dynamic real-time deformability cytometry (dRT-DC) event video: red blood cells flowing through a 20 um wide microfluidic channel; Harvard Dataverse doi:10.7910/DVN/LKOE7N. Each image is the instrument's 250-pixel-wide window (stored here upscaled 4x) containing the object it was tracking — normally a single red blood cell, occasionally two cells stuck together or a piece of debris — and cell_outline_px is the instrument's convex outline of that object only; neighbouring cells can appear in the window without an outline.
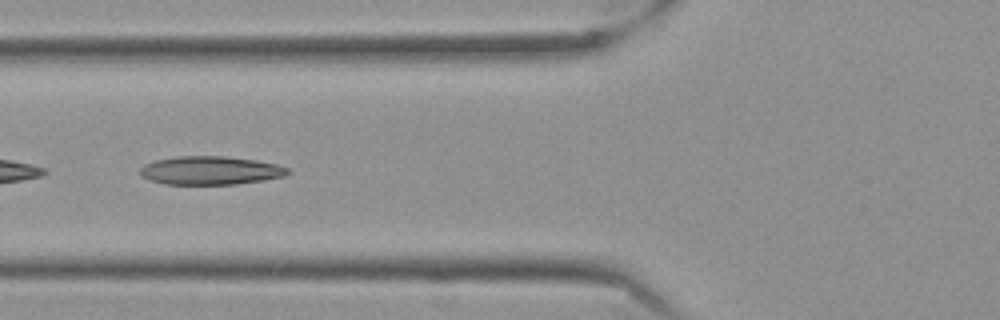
{"species": "Egyptian fruit bat (a non-hibernating species)", "species_latin": "Rousettus aegyptiacus", "temperature_condition": "cold", "stored_images_in_passage": 36, "segment_of_instrument_passage": [2, 2], "camera_frame_rate_fps": 3000, "um_per_image_px": 0.085, "frame": {"image": 1, "passage_image": 20, "time_ms": 6.333, "image_size_px": [1000, 320], "cell_outline_px": [[288, 172], [284, 176], [264, 180], [236, 184], [164, 184], [148, 180], [140, 176], [140, 168], [144, 164], [156, 160], [176, 156], [224, 156], [256, 160], [276, 164], [288, 168]], "centroid_in_image_um": [17.84, 14.49], "position_along_channel_um": 108.0, "area_um2": 24.51}}
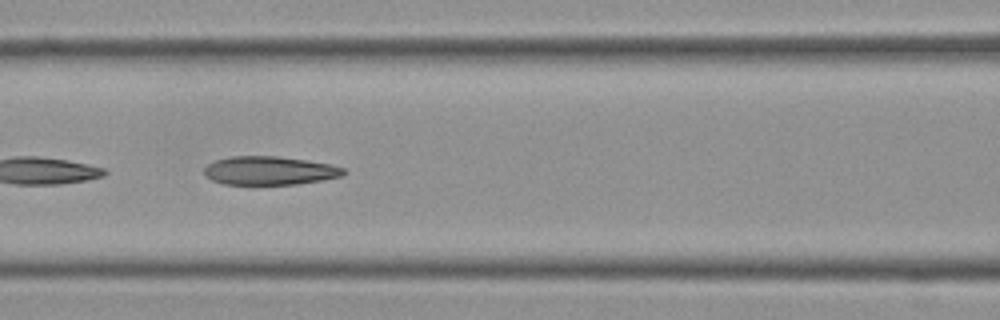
{"frame": {"image": 2, "passage_image": 23, "time_ms": 7.333, "image_size_px": [1000, 320], "cell_outline_px": [[344, 172], [340, 176], [320, 180], [296, 184], [252, 188], [224, 184], [212, 180], [204, 176], [204, 168], [208, 164], [216, 160], [232, 156], [276, 156], [308, 160], [332, 164], [344, 168]], "centroid_in_image_um": [22.84, 14.55], "position_along_channel_um": 143.8, "area_um2": 24.1}}
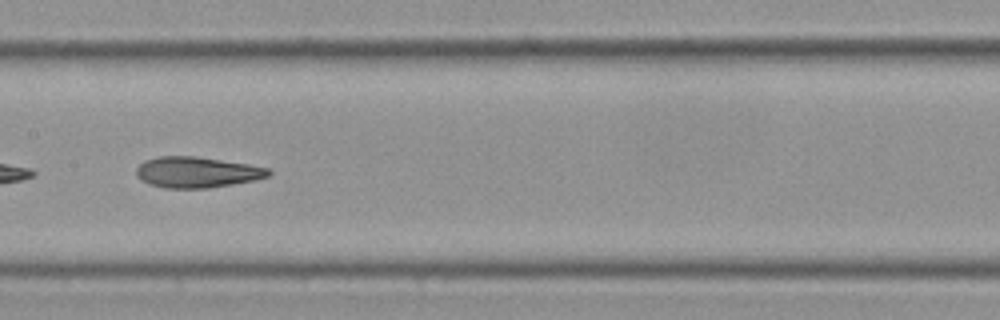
{"frame": {"image": 3, "passage_image": 27, "time_ms": 8.667, "image_size_px": [1000, 320], "cell_outline_px": [[272, 172], [268, 176], [252, 180], [232, 184], [208, 188], [164, 188], [148, 184], [140, 180], [136, 176], [136, 168], [144, 160], [160, 156], [192, 156], [248, 164], [268, 168]], "centroid_in_image_um": [16.67, 14.64], "position_along_channel_um": 190.7, "area_um2": 23.64}}